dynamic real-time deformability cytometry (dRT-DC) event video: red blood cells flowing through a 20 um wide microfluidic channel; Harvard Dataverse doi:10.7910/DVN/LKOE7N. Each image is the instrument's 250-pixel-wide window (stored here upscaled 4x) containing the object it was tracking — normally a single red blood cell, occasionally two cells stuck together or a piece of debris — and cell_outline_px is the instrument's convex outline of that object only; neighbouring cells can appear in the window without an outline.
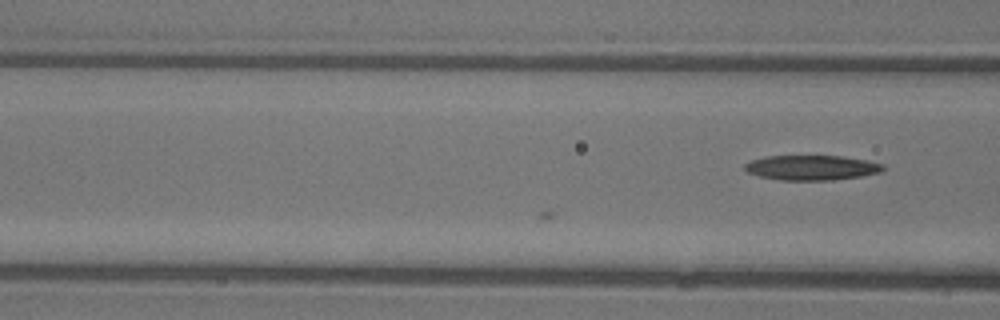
{"species": "common noctule bat (a hibernating species)", "species_latin": "Nyctalus noctula", "temperature_condition": "warm", "stored_images_in_passage": 3, "camera_frame_rate_fps": 3000, "um_per_image_px": 0.085, "animal": {"sex": "female"}, "frame": {"image": 1, "passage_image": 3, "time_ms": 0.667, "image_size_px": [1000, 320], "cell_outline_px": [[884, 168], [880, 172], [860, 176], [832, 180], [780, 180], [760, 176], [748, 172], [744, 168], [744, 164], [752, 160], [764, 156], [844, 156], [868, 160], [884, 164]], "centroid_in_image_um": [69.0, 14.24], "position_along_channel_um": 97.6, "area_um2": 20.06}}